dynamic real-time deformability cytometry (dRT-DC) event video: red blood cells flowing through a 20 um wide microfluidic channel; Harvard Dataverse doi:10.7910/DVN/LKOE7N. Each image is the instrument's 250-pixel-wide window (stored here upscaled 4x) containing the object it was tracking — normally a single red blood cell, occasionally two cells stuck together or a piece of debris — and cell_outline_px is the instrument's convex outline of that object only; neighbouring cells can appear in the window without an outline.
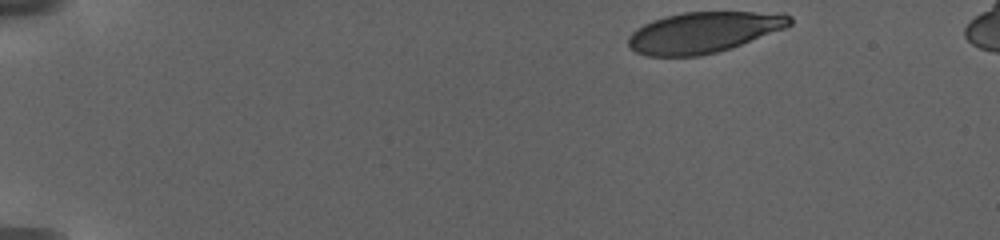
{"species": "human", "species_latin": "Homo sapiens", "temperature_condition": "warm", "stored_images_in_passage": 60, "camera_frame_rate_fps": 3000, "um_per_image_px": 0.085, "donor": {"sex": "female"}, "frame": {"image": 1, "passage_image": 1, "time_ms": 0.0, "image_size_px": [1000, 240], "cell_outline_px": [[792, 24], [784, 28], [740, 44], [716, 52], [700, 56], [648, 56], [636, 52], [628, 48], [628, 36], [636, 28], [652, 20], [684, 12], [784, 12], [792, 16]], "centroid_in_image_um": [59.78, 2.74], "position_along_channel_um": 25.2, "area_um2": 38.32}}
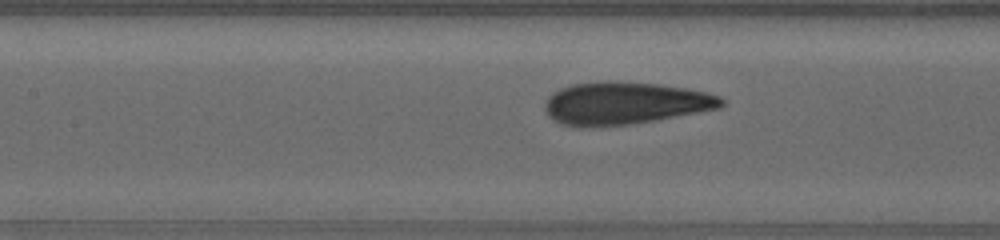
{"frame": {"image": 2, "passage_image": 28, "time_ms": 8.333, "image_size_px": [1000, 240], "cell_outline_px": [[724, 104], [720, 108], [656, 120], [628, 124], [560, 124], [552, 120], [548, 116], [544, 108], [544, 104], [548, 96], [552, 92], [560, 88], [572, 84], [608, 80], [616, 80], [660, 84], [684, 88], [704, 92], [720, 96], [724, 100]], "centroid_in_image_um": [53.12, 8.73], "position_along_channel_um": 154.3, "area_um2": 43.18}}
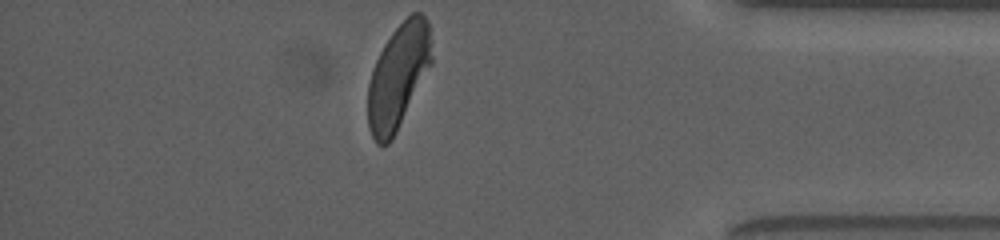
{"frame": {"image": 3, "passage_image": 60, "time_ms": 17.667, "image_size_px": [1000, 240], "cell_outline_px": [[432, 64], [392, 140], [388, 144], [376, 144], [368, 128], [368, 84], [372, 68], [384, 44], [392, 32], [412, 12], [420, 12], [428, 20], [432, 56]], "centroid_in_image_um": [33.84, 6.49], "position_along_channel_um": 401.4, "area_um2": 38.78}, "authors_computed_cell_mechanics": {"area_um2": 42.5119, "velocity_mm_per_s": 2.918, "shape_relaxation_time_tau1_ms": 6.1459, "shape_relaxation_time_tau2_ms": 1.1424, "deformation_change_tau1": 0.1941, "deformation_change_tau2": 0.083}}